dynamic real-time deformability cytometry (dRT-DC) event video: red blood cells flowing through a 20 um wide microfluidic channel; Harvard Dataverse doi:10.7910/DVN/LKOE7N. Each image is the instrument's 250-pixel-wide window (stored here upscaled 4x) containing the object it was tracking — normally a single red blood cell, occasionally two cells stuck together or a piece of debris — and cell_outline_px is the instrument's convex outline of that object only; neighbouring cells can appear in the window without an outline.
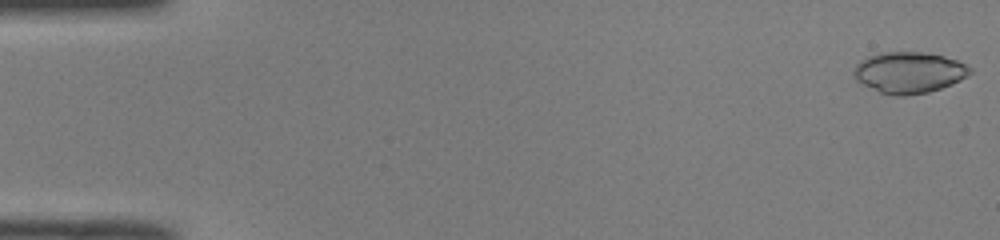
{"species": "common noctule bat (a hibernating species)", "species_latin": "Nyctalus noctula", "temperature_condition": "room temperature", "stored_images_in_passage": 51, "camera_frame_rate_fps": 3000, "um_per_image_px": 0.085, "animal": {"sex": "male", "body_mass_g": 19.0, "forearm_length_mm": 50.8}, "frame": {"image": 1, "passage_image": 1, "time_ms": 0.0, "image_size_px": [1000, 240], "cell_outline_px": [[972, 72], [968, 76], [952, 84], [928, 92], [904, 96], [892, 96], [880, 92], [856, 80], [852, 72], [856, 64], [860, 60], [868, 56], [880, 52], [924, 52], [944, 56], [956, 60], [972, 68]], "centroid_in_image_um": [77.26, 6.16], "position_along_channel_um": 7.7, "area_um2": 27.98}}
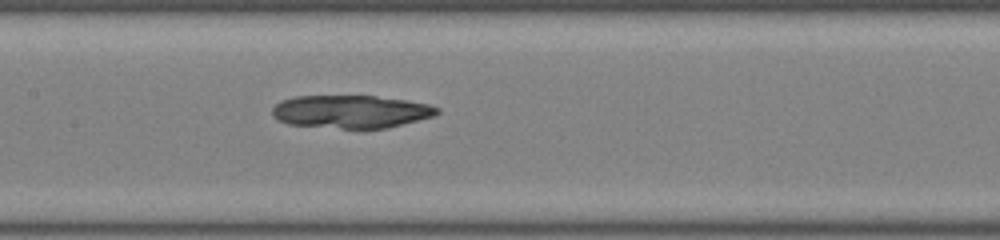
{"frame": {"image": 2, "passage_image": 25, "time_ms": 8.0, "image_size_px": [1000, 240], "cell_outline_px": [[440, 112], [432, 116], [388, 128], [340, 128], [288, 124], [272, 116], [272, 108], [280, 100], [296, 96], [376, 96], [404, 100], [428, 104], [440, 108]], "centroid_in_image_um": [29.81, 9.48], "position_along_channel_um": 177.6, "area_um2": 31.44}}
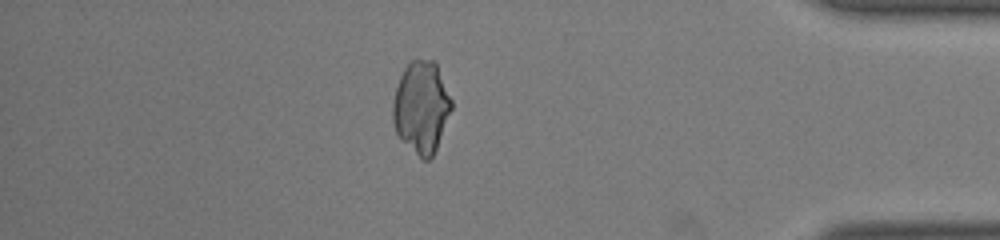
{"frame": {"image": 3, "passage_image": 44, "time_ms": 14.333, "image_size_px": [1000, 240], "cell_outline_px": [[452, 108], [436, 148], [432, 156], [428, 160], [424, 160], [400, 140], [396, 132], [392, 120], [392, 104], [396, 88], [400, 76], [404, 68], [412, 60], [432, 60], [436, 64], [452, 100]], "centroid_in_image_um": [35.79, 9.12], "position_along_channel_um": 399.4, "area_um2": 31.1}}